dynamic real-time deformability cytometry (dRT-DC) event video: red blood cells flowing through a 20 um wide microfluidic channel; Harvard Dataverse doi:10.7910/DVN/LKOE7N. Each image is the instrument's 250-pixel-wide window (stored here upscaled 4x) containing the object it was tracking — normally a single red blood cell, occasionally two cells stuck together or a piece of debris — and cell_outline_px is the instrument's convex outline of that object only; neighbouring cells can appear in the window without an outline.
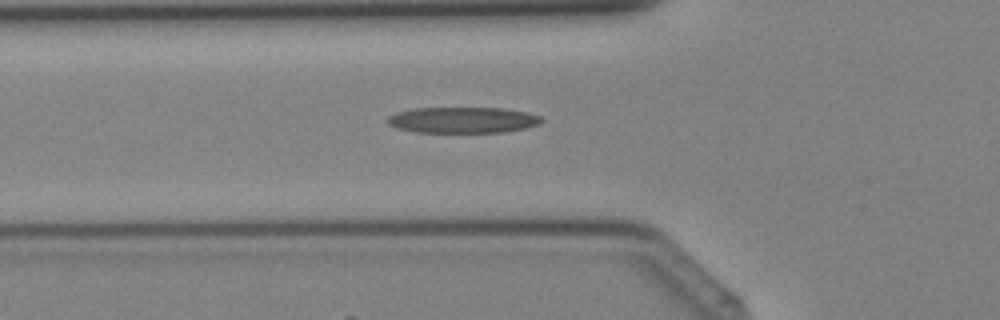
{"species": "Egyptian fruit bat (a non-hibernating species)", "species_latin": "Rousettus aegyptiacus", "temperature_condition": "cold", "stored_images_in_passage": 31, "camera_frame_rate_fps": 3000, "um_per_image_px": 0.085, "animal": {"sex": "female"}, "frame": {"image": 1, "passage_image": 7, "time_ms": 2.0, "image_size_px": [1000, 320], "cell_outline_px": [[544, 120], [540, 124], [524, 128], [504, 132], [416, 132], [396, 128], [388, 124], [388, 116], [396, 112], [416, 108], [504, 108], [528, 112], [540, 116]], "centroid_in_image_um": [39.35, 10.2], "position_along_channel_um": 86.5, "area_um2": 23.35}}
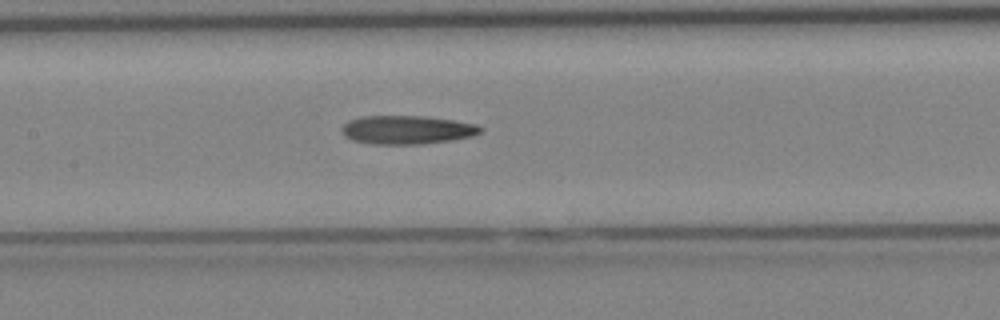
{"frame": {"image": 2, "passage_image": 12, "time_ms": 3.667, "image_size_px": [1000, 320], "cell_outline_px": [[484, 128], [480, 132], [472, 136], [452, 140], [420, 144], [372, 144], [352, 140], [344, 136], [340, 128], [348, 120], [360, 116], [424, 116], [452, 120], [476, 124]], "centroid_in_image_um": [34.56, 11.03], "position_along_channel_um": 172.8, "area_um2": 23.18}}
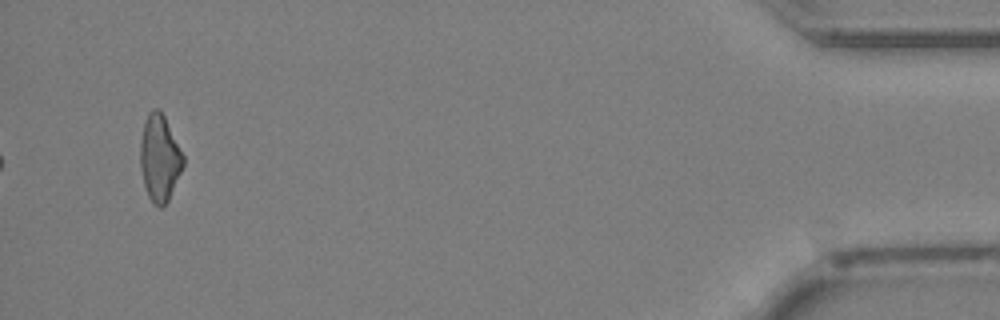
{"frame": {"image": 3, "passage_image": 31, "time_ms": 10.0, "image_size_px": [1000, 320], "cell_outline_px": [[184, 164], [168, 200], [160, 208], [152, 204], [148, 196], [144, 184], [140, 168], [140, 144], [144, 124], [148, 112], [152, 108], [160, 108], [184, 156]], "centroid_in_image_um": [13.55, 13.43], "position_along_channel_um": 421.6, "area_um2": 21.5}}